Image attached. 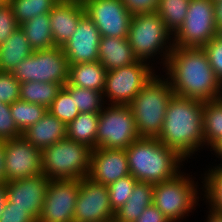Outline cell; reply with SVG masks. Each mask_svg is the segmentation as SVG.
I'll use <instances>...</instances> for the list:
<instances>
[{
  "mask_svg": "<svg viewBox=\"0 0 222 222\" xmlns=\"http://www.w3.org/2000/svg\"><path fill=\"white\" fill-rule=\"evenodd\" d=\"M163 69L174 95L203 102L222 98V83L203 48L174 46Z\"/></svg>",
  "mask_w": 222,
  "mask_h": 222,
  "instance_id": "obj_1",
  "label": "cell"
},
{
  "mask_svg": "<svg viewBox=\"0 0 222 222\" xmlns=\"http://www.w3.org/2000/svg\"><path fill=\"white\" fill-rule=\"evenodd\" d=\"M157 139L187 162L198 150L205 148L203 101L173 95Z\"/></svg>",
  "mask_w": 222,
  "mask_h": 222,
  "instance_id": "obj_2",
  "label": "cell"
},
{
  "mask_svg": "<svg viewBox=\"0 0 222 222\" xmlns=\"http://www.w3.org/2000/svg\"><path fill=\"white\" fill-rule=\"evenodd\" d=\"M126 155L130 174L153 185L174 178L185 162L157 138L140 137L126 148Z\"/></svg>",
  "mask_w": 222,
  "mask_h": 222,
  "instance_id": "obj_3",
  "label": "cell"
},
{
  "mask_svg": "<svg viewBox=\"0 0 222 222\" xmlns=\"http://www.w3.org/2000/svg\"><path fill=\"white\" fill-rule=\"evenodd\" d=\"M127 39L138 60L150 64L153 60L155 62L154 56L156 60L160 57L162 69L174 47L173 34L156 11L134 14Z\"/></svg>",
  "mask_w": 222,
  "mask_h": 222,
  "instance_id": "obj_4",
  "label": "cell"
},
{
  "mask_svg": "<svg viewBox=\"0 0 222 222\" xmlns=\"http://www.w3.org/2000/svg\"><path fill=\"white\" fill-rule=\"evenodd\" d=\"M155 74L128 105L140 137L157 138L161 133L169 101L174 95L165 75Z\"/></svg>",
  "mask_w": 222,
  "mask_h": 222,
  "instance_id": "obj_5",
  "label": "cell"
},
{
  "mask_svg": "<svg viewBox=\"0 0 222 222\" xmlns=\"http://www.w3.org/2000/svg\"><path fill=\"white\" fill-rule=\"evenodd\" d=\"M92 149L68 138L41 151L43 174L49 180H80L88 177Z\"/></svg>",
  "mask_w": 222,
  "mask_h": 222,
  "instance_id": "obj_6",
  "label": "cell"
},
{
  "mask_svg": "<svg viewBox=\"0 0 222 222\" xmlns=\"http://www.w3.org/2000/svg\"><path fill=\"white\" fill-rule=\"evenodd\" d=\"M198 184V180L195 182L192 175L190 177V174L186 175L182 170L171 180L154 185L153 204L171 222H181L199 205L203 192L199 190L202 185L199 188Z\"/></svg>",
  "mask_w": 222,
  "mask_h": 222,
  "instance_id": "obj_7",
  "label": "cell"
},
{
  "mask_svg": "<svg viewBox=\"0 0 222 222\" xmlns=\"http://www.w3.org/2000/svg\"><path fill=\"white\" fill-rule=\"evenodd\" d=\"M68 73L69 62L60 46L33 51L12 72L20 84L35 81L57 83L62 87L67 83Z\"/></svg>",
  "mask_w": 222,
  "mask_h": 222,
  "instance_id": "obj_8",
  "label": "cell"
},
{
  "mask_svg": "<svg viewBox=\"0 0 222 222\" xmlns=\"http://www.w3.org/2000/svg\"><path fill=\"white\" fill-rule=\"evenodd\" d=\"M153 65L137 60L133 64L107 71L103 91L106 104L128 106L155 73L157 74Z\"/></svg>",
  "mask_w": 222,
  "mask_h": 222,
  "instance_id": "obj_9",
  "label": "cell"
},
{
  "mask_svg": "<svg viewBox=\"0 0 222 222\" xmlns=\"http://www.w3.org/2000/svg\"><path fill=\"white\" fill-rule=\"evenodd\" d=\"M140 138L129 106L108 105L99 113L96 148L126 149Z\"/></svg>",
  "mask_w": 222,
  "mask_h": 222,
  "instance_id": "obj_10",
  "label": "cell"
},
{
  "mask_svg": "<svg viewBox=\"0 0 222 222\" xmlns=\"http://www.w3.org/2000/svg\"><path fill=\"white\" fill-rule=\"evenodd\" d=\"M212 0H190L181 27L173 34L174 46L202 48L217 36Z\"/></svg>",
  "mask_w": 222,
  "mask_h": 222,
  "instance_id": "obj_11",
  "label": "cell"
},
{
  "mask_svg": "<svg viewBox=\"0 0 222 222\" xmlns=\"http://www.w3.org/2000/svg\"><path fill=\"white\" fill-rule=\"evenodd\" d=\"M83 5L101 37L127 38L133 15L122 0H84Z\"/></svg>",
  "mask_w": 222,
  "mask_h": 222,
  "instance_id": "obj_12",
  "label": "cell"
},
{
  "mask_svg": "<svg viewBox=\"0 0 222 222\" xmlns=\"http://www.w3.org/2000/svg\"><path fill=\"white\" fill-rule=\"evenodd\" d=\"M108 186L94 183L88 177L80 179L74 222H113Z\"/></svg>",
  "mask_w": 222,
  "mask_h": 222,
  "instance_id": "obj_13",
  "label": "cell"
},
{
  "mask_svg": "<svg viewBox=\"0 0 222 222\" xmlns=\"http://www.w3.org/2000/svg\"><path fill=\"white\" fill-rule=\"evenodd\" d=\"M80 180H50L37 222H74Z\"/></svg>",
  "mask_w": 222,
  "mask_h": 222,
  "instance_id": "obj_14",
  "label": "cell"
},
{
  "mask_svg": "<svg viewBox=\"0 0 222 222\" xmlns=\"http://www.w3.org/2000/svg\"><path fill=\"white\" fill-rule=\"evenodd\" d=\"M6 182L43 173L41 150L23 136L4 140Z\"/></svg>",
  "mask_w": 222,
  "mask_h": 222,
  "instance_id": "obj_15",
  "label": "cell"
},
{
  "mask_svg": "<svg viewBox=\"0 0 222 222\" xmlns=\"http://www.w3.org/2000/svg\"><path fill=\"white\" fill-rule=\"evenodd\" d=\"M50 180L45 174L6 182L7 201L38 221Z\"/></svg>",
  "mask_w": 222,
  "mask_h": 222,
  "instance_id": "obj_16",
  "label": "cell"
},
{
  "mask_svg": "<svg viewBox=\"0 0 222 222\" xmlns=\"http://www.w3.org/2000/svg\"><path fill=\"white\" fill-rule=\"evenodd\" d=\"M100 38L93 20L84 14L72 37L62 46L69 65L98 61Z\"/></svg>",
  "mask_w": 222,
  "mask_h": 222,
  "instance_id": "obj_17",
  "label": "cell"
},
{
  "mask_svg": "<svg viewBox=\"0 0 222 222\" xmlns=\"http://www.w3.org/2000/svg\"><path fill=\"white\" fill-rule=\"evenodd\" d=\"M130 175L126 149L96 148L92 150L88 178L108 186Z\"/></svg>",
  "mask_w": 222,
  "mask_h": 222,
  "instance_id": "obj_18",
  "label": "cell"
},
{
  "mask_svg": "<svg viewBox=\"0 0 222 222\" xmlns=\"http://www.w3.org/2000/svg\"><path fill=\"white\" fill-rule=\"evenodd\" d=\"M84 14L85 8L82 1H59L49 13L55 46L62 47L68 42Z\"/></svg>",
  "mask_w": 222,
  "mask_h": 222,
  "instance_id": "obj_19",
  "label": "cell"
},
{
  "mask_svg": "<svg viewBox=\"0 0 222 222\" xmlns=\"http://www.w3.org/2000/svg\"><path fill=\"white\" fill-rule=\"evenodd\" d=\"M66 125L50 111L22 133V136L41 151L66 138Z\"/></svg>",
  "mask_w": 222,
  "mask_h": 222,
  "instance_id": "obj_20",
  "label": "cell"
},
{
  "mask_svg": "<svg viewBox=\"0 0 222 222\" xmlns=\"http://www.w3.org/2000/svg\"><path fill=\"white\" fill-rule=\"evenodd\" d=\"M98 61L107 71L135 63V57L127 38L101 37Z\"/></svg>",
  "mask_w": 222,
  "mask_h": 222,
  "instance_id": "obj_21",
  "label": "cell"
},
{
  "mask_svg": "<svg viewBox=\"0 0 222 222\" xmlns=\"http://www.w3.org/2000/svg\"><path fill=\"white\" fill-rule=\"evenodd\" d=\"M106 74L107 70L99 61L69 65L65 86H77L103 93Z\"/></svg>",
  "mask_w": 222,
  "mask_h": 222,
  "instance_id": "obj_22",
  "label": "cell"
},
{
  "mask_svg": "<svg viewBox=\"0 0 222 222\" xmlns=\"http://www.w3.org/2000/svg\"><path fill=\"white\" fill-rule=\"evenodd\" d=\"M154 185L138 181L126 203L115 211L113 222H135L153 204Z\"/></svg>",
  "mask_w": 222,
  "mask_h": 222,
  "instance_id": "obj_23",
  "label": "cell"
},
{
  "mask_svg": "<svg viewBox=\"0 0 222 222\" xmlns=\"http://www.w3.org/2000/svg\"><path fill=\"white\" fill-rule=\"evenodd\" d=\"M33 51L24 31L19 27L0 46V72L12 73L16 66Z\"/></svg>",
  "mask_w": 222,
  "mask_h": 222,
  "instance_id": "obj_24",
  "label": "cell"
},
{
  "mask_svg": "<svg viewBox=\"0 0 222 222\" xmlns=\"http://www.w3.org/2000/svg\"><path fill=\"white\" fill-rule=\"evenodd\" d=\"M98 119L99 113H79L78 116L66 126V138L95 150Z\"/></svg>",
  "mask_w": 222,
  "mask_h": 222,
  "instance_id": "obj_25",
  "label": "cell"
},
{
  "mask_svg": "<svg viewBox=\"0 0 222 222\" xmlns=\"http://www.w3.org/2000/svg\"><path fill=\"white\" fill-rule=\"evenodd\" d=\"M31 48L43 50L54 47L49 14H41L20 25Z\"/></svg>",
  "mask_w": 222,
  "mask_h": 222,
  "instance_id": "obj_26",
  "label": "cell"
},
{
  "mask_svg": "<svg viewBox=\"0 0 222 222\" xmlns=\"http://www.w3.org/2000/svg\"><path fill=\"white\" fill-rule=\"evenodd\" d=\"M203 136L208 149L222 138V98L203 102Z\"/></svg>",
  "mask_w": 222,
  "mask_h": 222,
  "instance_id": "obj_27",
  "label": "cell"
},
{
  "mask_svg": "<svg viewBox=\"0 0 222 222\" xmlns=\"http://www.w3.org/2000/svg\"><path fill=\"white\" fill-rule=\"evenodd\" d=\"M61 88L62 86L57 83L24 82L20 84L19 100L40 104L48 109Z\"/></svg>",
  "mask_w": 222,
  "mask_h": 222,
  "instance_id": "obj_28",
  "label": "cell"
},
{
  "mask_svg": "<svg viewBox=\"0 0 222 222\" xmlns=\"http://www.w3.org/2000/svg\"><path fill=\"white\" fill-rule=\"evenodd\" d=\"M212 167V168H211ZM206 169L201 175V183L203 184L202 195L208 204V209L222 214V165H215Z\"/></svg>",
  "mask_w": 222,
  "mask_h": 222,
  "instance_id": "obj_29",
  "label": "cell"
},
{
  "mask_svg": "<svg viewBox=\"0 0 222 222\" xmlns=\"http://www.w3.org/2000/svg\"><path fill=\"white\" fill-rule=\"evenodd\" d=\"M60 0H9L19 25L41 14H49Z\"/></svg>",
  "mask_w": 222,
  "mask_h": 222,
  "instance_id": "obj_30",
  "label": "cell"
},
{
  "mask_svg": "<svg viewBox=\"0 0 222 222\" xmlns=\"http://www.w3.org/2000/svg\"><path fill=\"white\" fill-rule=\"evenodd\" d=\"M47 108L40 104L17 100L10 104V112L14 123L21 133L37 123L47 112Z\"/></svg>",
  "mask_w": 222,
  "mask_h": 222,
  "instance_id": "obj_31",
  "label": "cell"
},
{
  "mask_svg": "<svg viewBox=\"0 0 222 222\" xmlns=\"http://www.w3.org/2000/svg\"><path fill=\"white\" fill-rule=\"evenodd\" d=\"M190 0H159L157 14L174 34L183 24Z\"/></svg>",
  "mask_w": 222,
  "mask_h": 222,
  "instance_id": "obj_32",
  "label": "cell"
},
{
  "mask_svg": "<svg viewBox=\"0 0 222 222\" xmlns=\"http://www.w3.org/2000/svg\"><path fill=\"white\" fill-rule=\"evenodd\" d=\"M74 98V103L80 113H100L105 106L103 93L77 86H64Z\"/></svg>",
  "mask_w": 222,
  "mask_h": 222,
  "instance_id": "obj_33",
  "label": "cell"
},
{
  "mask_svg": "<svg viewBox=\"0 0 222 222\" xmlns=\"http://www.w3.org/2000/svg\"><path fill=\"white\" fill-rule=\"evenodd\" d=\"M48 111H50L66 126L80 113L74 103V98L64 86L57 93V96L48 108Z\"/></svg>",
  "mask_w": 222,
  "mask_h": 222,
  "instance_id": "obj_34",
  "label": "cell"
},
{
  "mask_svg": "<svg viewBox=\"0 0 222 222\" xmlns=\"http://www.w3.org/2000/svg\"><path fill=\"white\" fill-rule=\"evenodd\" d=\"M137 182L130 174L108 185L110 203L114 212L126 203Z\"/></svg>",
  "mask_w": 222,
  "mask_h": 222,
  "instance_id": "obj_35",
  "label": "cell"
},
{
  "mask_svg": "<svg viewBox=\"0 0 222 222\" xmlns=\"http://www.w3.org/2000/svg\"><path fill=\"white\" fill-rule=\"evenodd\" d=\"M20 83L10 72H0V102L12 104L19 100Z\"/></svg>",
  "mask_w": 222,
  "mask_h": 222,
  "instance_id": "obj_36",
  "label": "cell"
},
{
  "mask_svg": "<svg viewBox=\"0 0 222 222\" xmlns=\"http://www.w3.org/2000/svg\"><path fill=\"white\" fill-rule=\"evenodd\" d=\"M217 79L222 83V39L214 37L202 47Z\"/></svg>",
  "mask_w": 222,
  "mask_h": 222,
  "instance_id": "obj_37",
  "label": "cell"
},
{
  "mask_svg": "<svg viewBox=\"0 0 222 222\" xmlns=\"http://www.w3.org/2000/svg\"><path fill=\"white\" fill-rule=\"evenodd\" d=\"M20 27L9 3L0 4V46Z\"/></svg>",
  "mask_w": 222,
  "mask_h": 222,
  "instance_id": "obj_38",
  "label": "cell"
},
{
  "mask_svg": "<svg viewBox=\"0 0 222 222\" xmlns=\"http://www.w3.org/2000/svg\"><path fill=\"white\" fill-rule=\"evenodd\" d=\"M22 133L17 128L10 112V105L0 102V139L19 138Z\"/></svg>",
  "mask_w": 222,
  "mask_h": 222,
  "instance_id": "obj_39",
  "label": "cell"
},
{
  "mask_svg": "<svg viewBox=\"0 0 222 222\" xmlns=\"http://www.w3.org/2000/svg\"><path fill=\"white\" fill-rule=\"evenodd\" d=\"M0 222H37L27 211L13 207V203L6 201Z\"/></svg>",
  "mask_w": 222,
  "mask_h": 222,
  "instance_id": "obj_40",
  "label": "cell"
},
{
  "mask_svg": "<svg viewBox=\"0 0 222 222\" xmlns=\"http://www.w3.org/2000/svg\"><path fill=\"white\" fill-rule=\"evenodd\" d=\"M126 9L132 14L155 12L159 0H122Z\"/></svg>",
  "mask_w": 222,
  "mask_h": 222,
  "instance_id": "obj_41",
  "label": "cell"
},
{
  "mask_svg": "<svg viewBox=\"0 0 222 222\" xmlns=\"http://www.w3.org/2000/svg\"><path fill=\"white\" fill-rule=\"evenodd\" d=\"M135 222H171L154 204L146 207Z\"/></svg>",
  "mask_w": 222,
  "mask_h": 222,
  "instance_id": "obj_42",
  "label": "cell"
},
{
  "mask_svg": "<svg viewBox=\"0 0 222 222\" xmlns=\"http://www.w3.org/2000/svg\"><path fill=\"white\" fill-rule=\"evenodd\" d=\"M4 158H5L4 140L0 139V183H6Z\"/></svg>",
  "mask_w": 222,
  "mask_h": 222,
  "instance_id": "obj_43",
  "label": "cell"
},
{
  "mask_svg": "<svg viewBox=\"0 0 222 222\" xmlns=\"http://www.w3.org/2000/svg\"><path fill=\"white\" fill-rule=\"evenodd\" d=\"M214 19L217 28L222 26V0L214 1Z\"/></svg>",
  "mask_w": 222,
  "mask_h": 222,
  "instance_id": "obj_44",
  "label": "cell"
},
{
  "mask_svg": "<svg viewBox=\"0 0 222 222\" xmlns=\"http://www.w3.org/2000/svg\"><path fill=\"white\" fill-rule=\"evenodd\" d=\"M209 151H214L213 155H215L217 158H219V160H221L222 162V138L220 140H218L210 149ZM219 163L218 165H222V163Z\"/></svg>",
  "mask_w": 222,
  "mask_h": 222,
  "instance_id": "obj_45",
  "label": "cell"
},
{
  "mask_svg": "<svg viewBox=\"0 0 222 222\" xmlns=\"http://www.w3.org/2000/svg\"><path fill=\"white\" fill-rule=\"evenodd\" d=\"M7 201L6 183H0V216Z\"/></svg>",
  "mask_w": 222,
  "mask_h": 222,
  "instance_id": "obj_46",
  "label": "cell"
},
{
  "mask_svg": "<svg viewBox=\"0 0 222 222\" xmlns=\"http://www.w3.org/2000/svg\"><path fill=\"white\" fill-rule=\"evenodd\" d=\"M209 211H207V217L206 220H203L205 222H222V214L221 213H217L215 211H212L210 209H208Z\"/></svg>",
  "mask_w": 222,
  "mask_h": 222,
  "instance_id": "obj_47",
  "label": "cell"
},
{
  "mask_svg": "<svg viewBox=\"0 0 222 222\" xmlns=\"http://www.w3.org/2000/svg\"><path fill=\"white\" fill-rule=\"evenodd\" d=\"M217 36H218L220 39H222V26H220V27L218 28Z\"/></svg>",
  "mask_w": 222,
  "mask_h": 222,
  "instance_id": "obj_48",
  "label": "cell"
},
{
  "mask_svg": "<svg viewBox=\"0 0 222 222\" xmlns=\"http://www.w3.org/2000/svg\"><path fill=\"white\" fill-rule=\"evenodd\" d=\"M9 0H0V4H3V3H8Z\"/></svg>",
  "mask_w": 222,
  "mask_h": 222,
  "instance_id": "obj_49",
  "label": "cell"
}]
</instances>
